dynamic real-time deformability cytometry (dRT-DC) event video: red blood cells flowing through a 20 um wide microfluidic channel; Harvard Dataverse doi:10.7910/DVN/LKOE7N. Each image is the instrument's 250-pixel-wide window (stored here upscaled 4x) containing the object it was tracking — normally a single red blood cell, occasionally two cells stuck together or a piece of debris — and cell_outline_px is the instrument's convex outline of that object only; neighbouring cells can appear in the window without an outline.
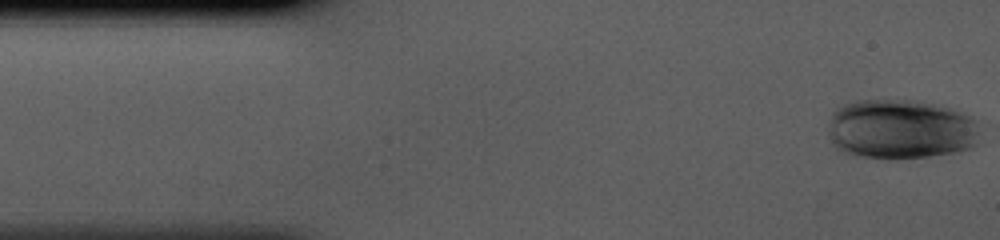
{"species": "human", "species_latin": "Homo sapiens", "temperature_condition": "cold", "stored_images_in_passage": 42, "camera_frame_rate_fps": 3000, "um_per_image_px": 0.085, "donor": {"sex": "male"}, "frame": {"image": 1, "passage_image": 1, "time_ms": 0.0, "image_size_px": [1000, 240], "cell_outline_px": [[980, 144], [972, 148], [952, 152], [928, 156], [860, 156], [844, 152], [836, 148], [832, 144], [828, 136], [828, 124], [832, 112], [836, 108], [844, 104], [856, 100], [916, 100], [940, 104], [964, 112], [972, 116], [976, 120]], "centroid_in_image_um": [76.58, 10.93], "position_along_channel_um": 8.4, "area_um2": 53.06}}
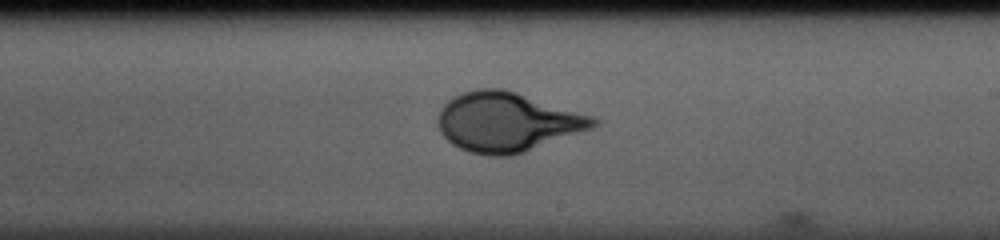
{"frame": {"image": 2, "passage_image": 24, "time_ms": 7.667, "image_size_px": [1000, 240], "cell_outline_px": [[600, 124], [592, 128], [524, 152], [512, 156], [484, 156], [468, 152], [452, 144], [440, 132], [436, 120], [440, 108], [448, 100], [464, 92], [476, 88], [504, 88], [596, 116], [600, 120]], "centroid_in_image_um": [43.12, 10.37], "position_along_channel_um": 245.9, "area_um2": 54.27}}
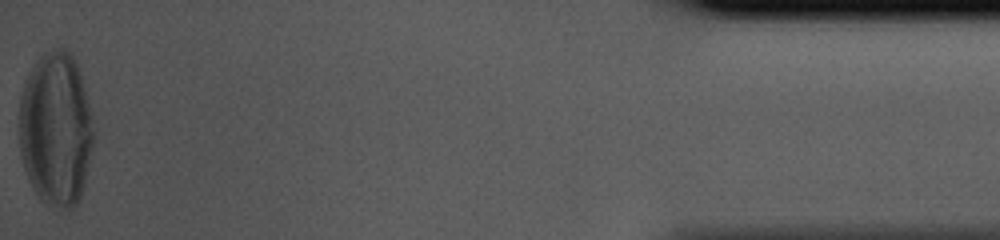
{"frame": {"image": 3, "passage_image": 42, "time_ms": 13.667, "image_size_px": [1000, 240], "cell_outline_px": [[96, 136], [80, 200], [72, 208], [64, 208], [44, 204], [40, 200], [32, 188], [24, 168], [20, 152], [20, 96], [28, 72], [36, 60], [44, 52], [56, 48], [64, 48], [72, 56], [80, 72], [92, 112], [96, 132]], "centroid_in_image_um": [4.77, 10.98], "position_along_channel_um": 430.4, "area_um2": 67.74}}